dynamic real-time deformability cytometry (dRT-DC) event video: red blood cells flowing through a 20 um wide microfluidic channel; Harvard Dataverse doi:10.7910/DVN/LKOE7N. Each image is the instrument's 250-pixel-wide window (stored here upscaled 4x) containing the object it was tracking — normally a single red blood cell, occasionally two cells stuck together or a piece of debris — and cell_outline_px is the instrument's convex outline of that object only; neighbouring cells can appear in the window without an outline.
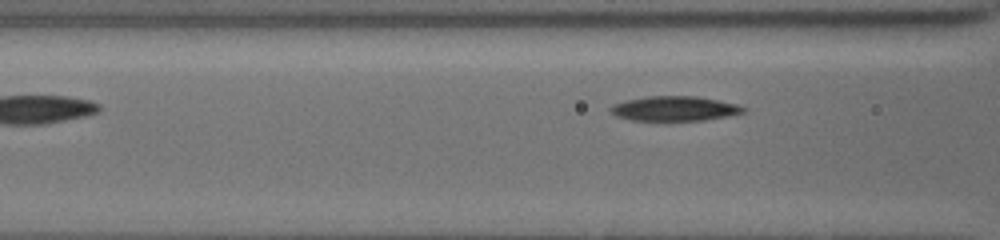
{"species": "common noctule bat (a hibernating species)", "species_latin": "Nyctalus noctula", "temperature_condition": "cold", "stored_images_in_passage": 5, "segment_of_instrument_passage": [2, 2], "camera_frame_rate_fps": 3000, "um_per_image_px": 0.085, "animal": {"sex": "female", "body_mass_g": 19.5, "forearm_length_mm": 54.1}, "frame": {"image": 1, "passage_image": 5, "time_ms": 4.0, "image_size_px": [1000, 240], "cell_outline_px": [[748, 112], [728, 116], [704, 120], [632, 120], [616, 116], [608, 108], [612, 104], [624, 100], [648, 96], [696, 96], [740, 104], [748, 108]], "centroid_in_image_um": [57.39, 9.22], "position_along_channel_um": 109.2, "area_um2": 19.36}}